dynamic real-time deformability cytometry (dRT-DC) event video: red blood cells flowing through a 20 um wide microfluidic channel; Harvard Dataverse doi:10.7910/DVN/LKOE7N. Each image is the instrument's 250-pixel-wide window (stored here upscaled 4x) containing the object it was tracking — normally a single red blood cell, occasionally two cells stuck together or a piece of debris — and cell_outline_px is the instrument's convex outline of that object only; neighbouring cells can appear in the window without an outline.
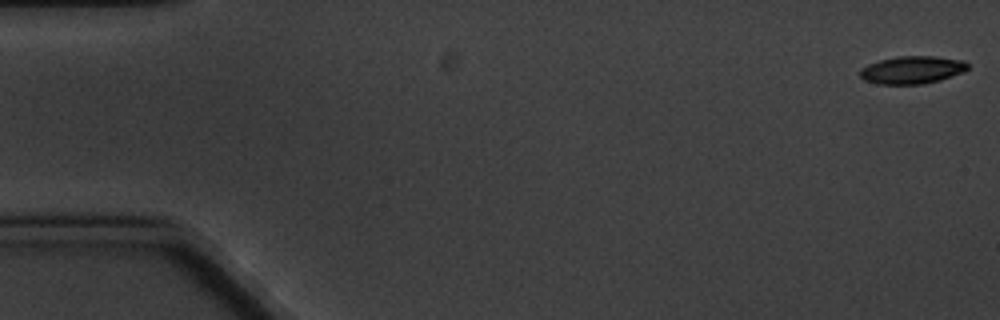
{"species": "common noctule bat (a hibernating species)", "species_latin": "Nyctalus noctula", "temperature_condition": "cold", "stored_images_in_passage": 6, "camera_frame_rate_fps": 3000, "um_per_image_px": 0.085, "animal": {"sex": "male", "body_mass_g": 20.1, "forearm_length_mm": 53.5}, "frame": {"image": 1, "passage_image": 1, "time_ms": 0.0, "image_size_px": [1000, 320], "cell_outline_px": [[968, 68], [964, 72], [940, 80], [920, 84], [880, 84], [864, 80], [860, 76], [860, 68], [868, 64], [880, 60], [900, 56], [936, 56], [964, 60], [968, 64]], "centroid_in_image_um": [77.54, 5.93], "position_along_channel_um": 7.5, "area_um2": 17.4}}
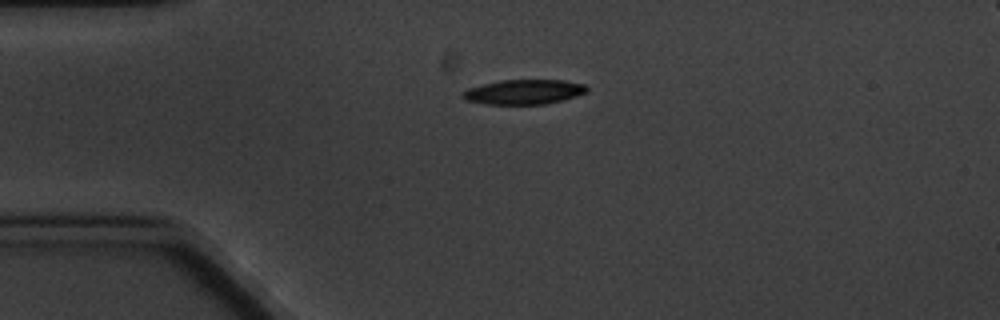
{"frame": {"image": 2, "passage_image": 4, "time_ms": 4.333, "image_size_px": [1000, 320], "cell_outline_px": [[588, 92], [564, 100], [544, 104], [488, 104], [468, 100], [460, 96], [468, 88], [500, 80], [564, 80], [584, 84], [588, 88]], "centroid_in_image_um": [44.58, 7.81], "position_along_channel_um": 40.4, "area_um2": 17.8}}